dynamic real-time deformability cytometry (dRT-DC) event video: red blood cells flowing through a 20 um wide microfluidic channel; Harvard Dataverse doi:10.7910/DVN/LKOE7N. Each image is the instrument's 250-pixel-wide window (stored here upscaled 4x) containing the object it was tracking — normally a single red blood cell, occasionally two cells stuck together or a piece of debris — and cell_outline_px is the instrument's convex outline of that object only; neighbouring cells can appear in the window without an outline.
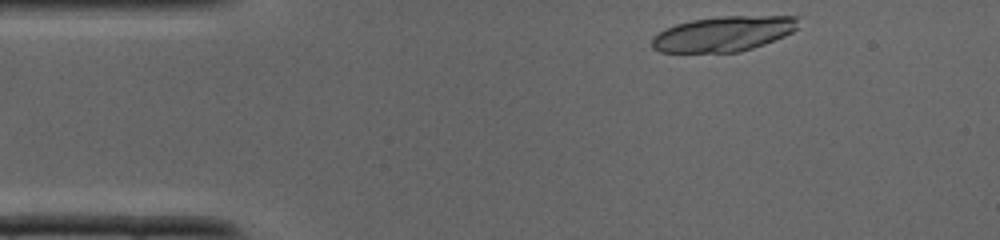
{"species": "common noctule bat (a hibernating species)", "species_latin": "Nyctalus noctula", "temperature_condition": "cold", "stored_images_in_passage": 32, "segment_of_instrument_passage": [1, 2], "camera_frame_rate_fps": 3000, "um_per_image_px": 0.085, "animal": {"sex": "male", "body_mass_g": 19.0, "forearm_length_mm": 50.8}, "frame": {"image": 1, "passage_image": 1, "time_ms": 0.0, "image_size_px": [1000, 240], "cell_outline_px": [[800, 16], [796, 28], [792, 32], [784, 36], [764, 44], [740, 52], [660, 52], [652, 48], [652, 36], [676, 24], [692, 20], [720, 16]], "centroid_in_image_um": [61.5, 2.87], "position_along_channel_um": 23.5, "area_um2": 29.88}}